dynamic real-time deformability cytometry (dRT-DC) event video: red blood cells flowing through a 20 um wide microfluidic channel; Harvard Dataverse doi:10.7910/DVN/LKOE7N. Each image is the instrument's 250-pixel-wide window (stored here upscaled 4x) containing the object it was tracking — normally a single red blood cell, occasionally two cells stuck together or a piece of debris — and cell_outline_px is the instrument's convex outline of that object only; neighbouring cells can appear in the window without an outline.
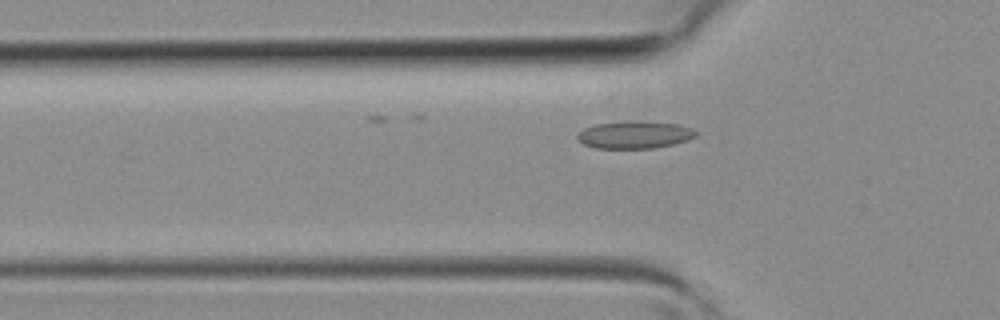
{"species": "common noctule bat (a hibernating species)", "species_latin": "Nyctalus noctula", "temperature_condition": "room temperature", "stored_images_in_passage": 11, "camera_frame_rate_fps": 3000, "um_per_image_px": 0.085, "animal": {"sex": "female", "body_mass_g": 19.3, "forearm_length_mm": 54.1}, "frame": {"image": 1, "passage_image": 11, "time_ms": 3.333, "image_size_px": [1000, 320], "cell_outline_px": [[696, 136], [688, 140], [672, 144], [652, 148], [596, 148], [584, 144], [576, 136], [584, 128], [592, 124], [680, 124], [692, 128], [696, 132]], "centroid_in_image_um": [53.94, 11.51], "position_along_channel_um": 71.9, "area_um2": 17.69}}